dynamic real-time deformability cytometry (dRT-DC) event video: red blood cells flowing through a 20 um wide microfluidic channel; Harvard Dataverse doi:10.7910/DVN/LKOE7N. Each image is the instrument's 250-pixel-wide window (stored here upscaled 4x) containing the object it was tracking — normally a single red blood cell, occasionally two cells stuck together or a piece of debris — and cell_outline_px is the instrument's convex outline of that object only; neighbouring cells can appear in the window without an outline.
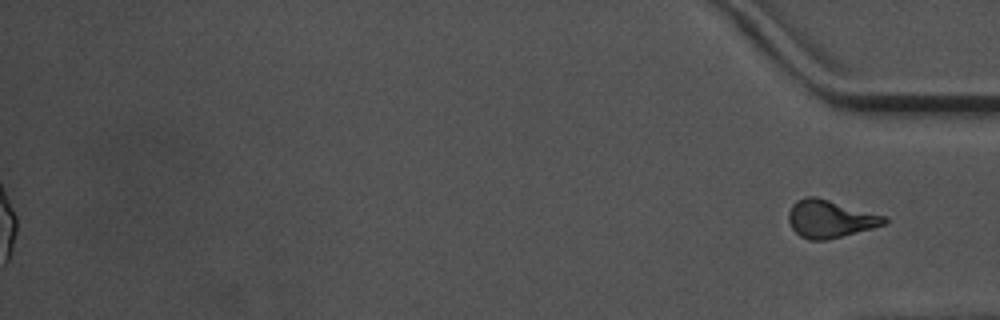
{"species": "common noctule bat (a hibernating species)", "species_latin": "Nyctalus noctula", "temperature_condition": "warm", "stored_images_in_passage": 41, "segment_of_instrument_passage": [2, 2], "camera_frame_rate_fps": 3000, "um_per_image_px": 0.085, "animal": {"sex": "male", "body_mass_g": 17.5, "forearm_length_mm": 52.3}, "frame": {"image": 1, "passage_image": 41, "time_ms": 13.333, "image_size_px": [1000, 320], "cell_outline_px": [[888, 220], [884, 224], [872, 228], [824, 240], [808, 240], [800, 236], [792, 228], [788, 220], [788, 212], [792, 204], [796, 200], [804, 196], [816, 196], [884, 216]], "centroid_in_image_um": [70.49, 18.59], "position_along_channel_um": 364.7, "area_um2": 20.75}}